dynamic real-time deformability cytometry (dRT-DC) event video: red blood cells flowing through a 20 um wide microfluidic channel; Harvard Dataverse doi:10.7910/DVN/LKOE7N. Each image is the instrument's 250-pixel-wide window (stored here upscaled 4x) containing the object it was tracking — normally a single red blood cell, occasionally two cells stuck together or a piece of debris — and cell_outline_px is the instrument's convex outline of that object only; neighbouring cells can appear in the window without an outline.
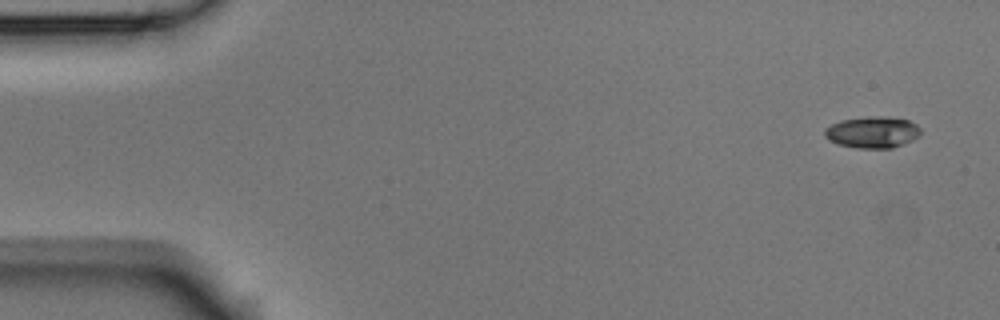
{"species": "Egyptian fruit bat (a non-hibernating species)", "species_latin": "Rousettus aegyptiacus", "temperature_condition": "room temperature", "stored_images_in_passage": 6, "camera_frame_rate_fps": 3000, "um_per_image_px": 0.085, "animal": {"sex": "male"}, "frame": {"image": 1, "passage_image": 1, "time_ms": 0.0, "image_size_px": [1000, 320], "cell_outline_px": [[920, 136], [912, 140], [892, 148], [856, 148], [836, 144], [828, 140], [824, 136], [824, 128], [840, 120], [868, 116], [888, 116], [908, 120], [916, 124], [920, 128]], "centroid_in_image_um": [74.13, 11.23], "position_along_channel_um": 10.9, "area_um2": 17.86}}
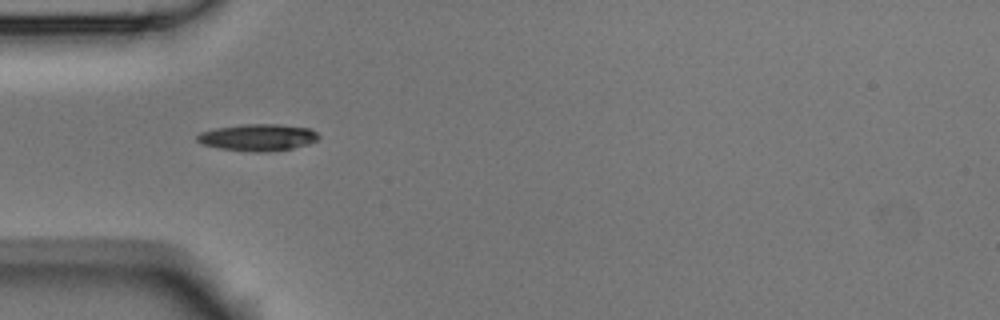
{"frame": {"image": 2, "passage_image": 5, "time_ms": 1.333, "image_size_px": [1000, 320], "cell_outline_px": [[320, 136], [316, 140], [308, 144], [292, 148], [268, 152], [252, 152], [220, 148], [204, 144], [196, 140], [196, 136], [200, 132], [216, 128], [244, 124], [280, 124], [312, 128]], "centroid_in_image_um": [21.94, 11.67], "position_along_channel_um": 63.1, "area_um2": 19.02}}
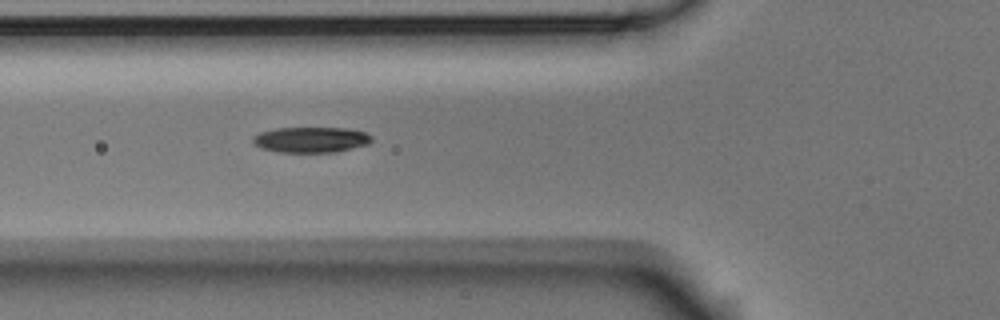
{"frame": {"image": 3, "passage_image": 6, "time_ms": 1.667, "image_size_px": [1000, 320], "cell_outline_px": [[372, 140], [368, 144], [332, 152], [280, 152], [260, 148], [252, 140], [252, 136], [260, 132], [276, 128], [344, 128], [364, 132], [372, 136]], "centroid_in_image_um": [26.4, 11.87], "position_along_channel_um": 99.4, "area_um2": 17.51}}